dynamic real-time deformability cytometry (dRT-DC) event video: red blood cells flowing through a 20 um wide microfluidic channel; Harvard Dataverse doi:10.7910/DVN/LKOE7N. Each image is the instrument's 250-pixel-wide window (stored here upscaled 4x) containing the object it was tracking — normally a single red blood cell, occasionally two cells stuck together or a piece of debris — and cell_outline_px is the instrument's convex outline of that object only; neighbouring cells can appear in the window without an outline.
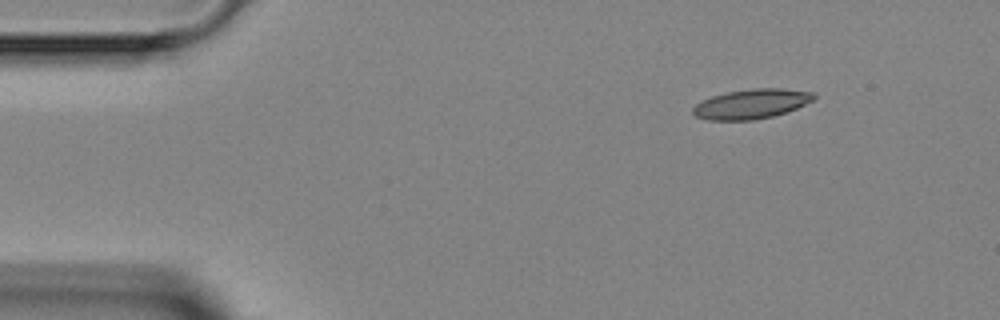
{"species": "Egyptian fruit bat (a non-hibernating species)", "species_latin": "Rousettus aegyptiacus", "temperature_condition": "room temperature", "stored_images_in_passage": 4, "camera_frame_rate_fps": 3000, "um_per_image_px": 0.085, "animal": {"sex": "female"}, "frame": {"image": 1, "passage_image": 1, "time_ms": 0.0, "image_size_px": [1000, 320], "cell_outline_px": [[816, 96], [812, 100], [788, 112], [772, 116], [752, 120], [708, 120], [696, 116], [692, 112], [692, 108], [696, 104], [712, 96], [728, 92], [752, 88], [780, 88], [812, 92]], "centroid_in_image_um": [63.86, 8.83], "position_along_channel_um": 21.1, "area_um2": 20.69}}
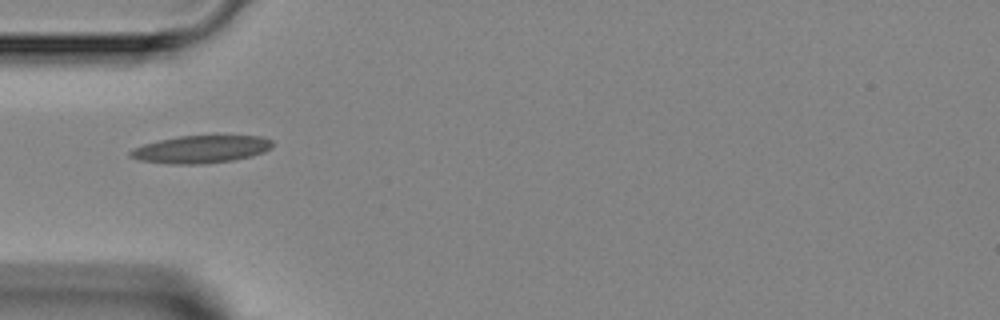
{"frame": {"image": 2, "passage_image": 4, "time_ms": 3.0, "image_size_px": [1000, 320], "cell_outline_px": [[272, 148], [264, 152], [252, 156], [232, 160], [204, 164], [172, 164], [140, 160], [128, 156], [128, 152], [132, 148], [144, 144], [160, 140], [180, 136], [260, 136], [272, 140]], "centroid_in_image_um": [17.07, 12.69], "position_along_channel_um": 67.9, "area_um2": 22.77}}